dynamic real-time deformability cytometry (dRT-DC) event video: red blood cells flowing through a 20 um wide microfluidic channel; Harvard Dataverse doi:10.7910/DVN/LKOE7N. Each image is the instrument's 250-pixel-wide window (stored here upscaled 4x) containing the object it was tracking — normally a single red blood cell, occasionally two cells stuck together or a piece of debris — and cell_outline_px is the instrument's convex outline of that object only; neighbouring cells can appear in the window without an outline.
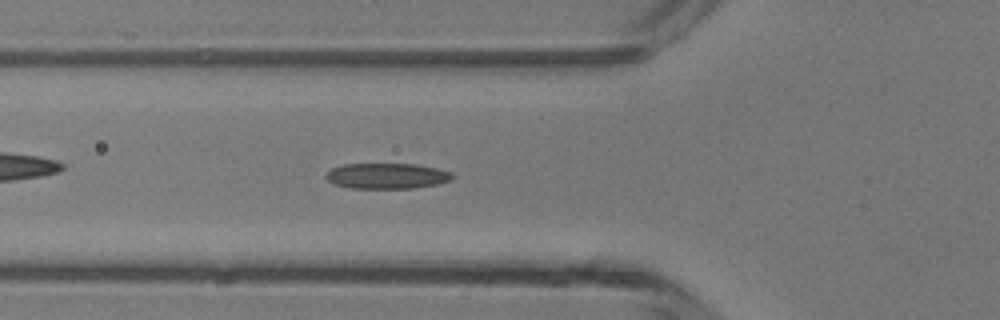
{"species": "common noctule bat (a hibernating species)", "species_latin": "Nyctalus noctula", "temperature_condition": "room temperature", "stored_images_in_passage": 47, "segment_of_instrument_passage": [1, 2], "camera_frame_rate_fps": 3000, "um_per_image_px": 0.085, "animal": {"sex": "male", "body_mass_g": 13.3}, "frame": {"image": 1, "passage_image": 16, "time_ms": 5.0, "image_size_px": [1000, 320], "cell_outline_px": [[452, 180], [440, 184], [412, 188], [348, 188], [332, 184], [324, 176], [332, 168], [344, 164], [412, 164], [436, 168], [452, 172]], "centroid_in_image_um": [32.87, 14.96], "position_along_channel_um": 92.9, "area_um2": 18.9}}
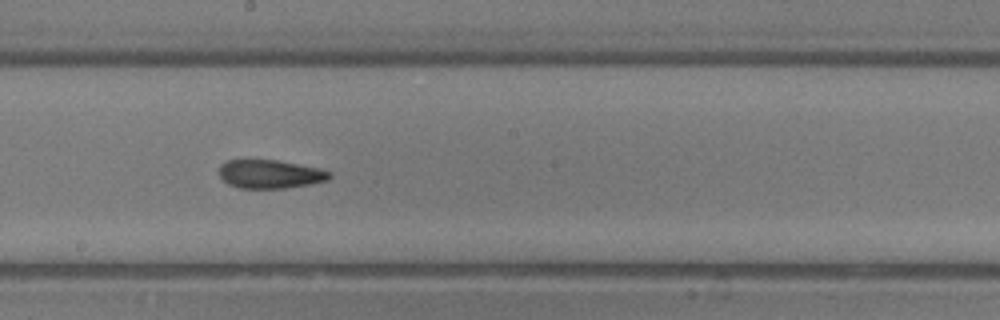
{"frame": {"image": 2, "passage_image": 25, "time_ms": 8.0, "image_size_px": [1000, 320], "cell_outline_px": [[332, 176], [328, 180], [308, 184], [284, 188], [240, 188], [228, 184], [220, 176], [220, 164], [228, 160], [276, 160], [320, 168], [332, 172]], "centroid_in_image_um": [22.98, 14.79], "position_along_channel_um": 225.2, "area_um2": 18.26}}
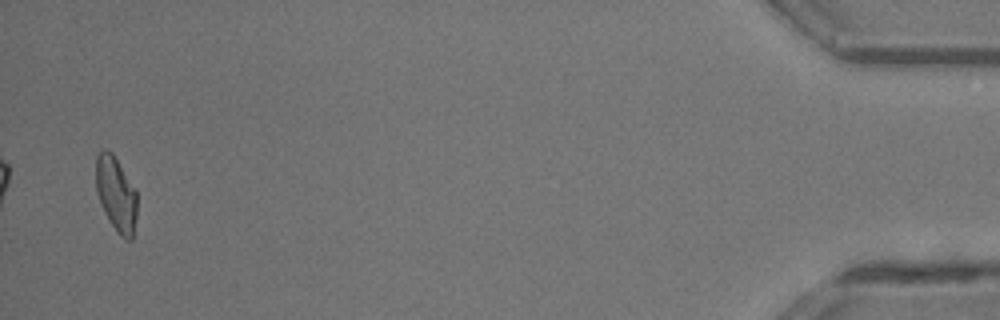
{"frame": {"image": 3, "passage_image": 45, "time_ms": 14.667, "image_size_px": [1000, 320], "cell_outline_px": [[136, 216], [132, 240], [124, 240], [116, 232], [104, 212], [100, 204], [96, 192], [96, 156], [104, 148], [108, 148], [112, 152], [136, 192]], "centroid_in_image_um": [9.84, 16.51], "position_along_channel_um": 425.4, "area_um2": 17.86}}